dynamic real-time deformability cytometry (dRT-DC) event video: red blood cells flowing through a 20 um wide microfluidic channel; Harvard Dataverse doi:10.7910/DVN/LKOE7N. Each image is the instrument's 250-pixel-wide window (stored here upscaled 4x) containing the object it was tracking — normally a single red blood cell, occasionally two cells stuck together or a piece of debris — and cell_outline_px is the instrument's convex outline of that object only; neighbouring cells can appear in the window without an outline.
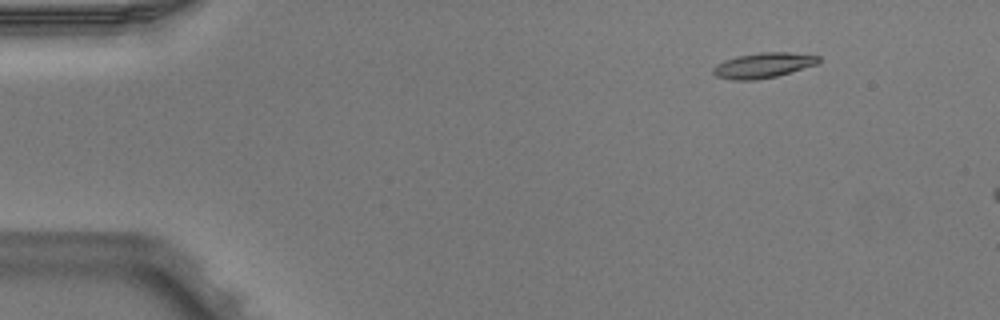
{"species": "Egyptian fruit bat (a non-hibernating species)", "species_latin": "Rousettus aegyptiacus", "temperature_condition": "warm", "stored_images_in_passage": 4, "camera_frame_rate_fps": 3000, "um_per_image_px": 0.085, "animal": {"sex": "male"}, "frame": {"image": 1, "passage_image": 2, "time_ms": 0.333, "image_size_px": [1000, 320], "cell_outline_px": [[820, 60], [816, 64], [776, 76], [752, 80], [732, 80], [716, 76], [712, 72], [712, 68], [716, 64], [724, 60], [736, 56], [760, 52], [788, 52], [820, 56]], "centroid_in_image_um": [64.82, 5.54], "position_along_channel_um": 20.2, "area_um2": 15.37}}